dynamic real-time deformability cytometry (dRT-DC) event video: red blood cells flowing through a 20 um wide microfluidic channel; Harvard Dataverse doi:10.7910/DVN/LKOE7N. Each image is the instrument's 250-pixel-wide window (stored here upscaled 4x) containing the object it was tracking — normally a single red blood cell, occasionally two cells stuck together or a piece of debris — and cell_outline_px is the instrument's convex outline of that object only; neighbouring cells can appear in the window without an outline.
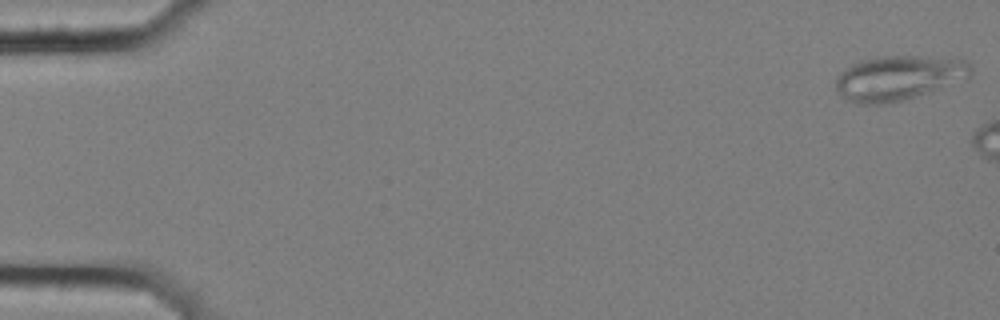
{"species": "common noctule bat (a hibernating species)", "species_latin": "Nyctalus noctula", "temperature_condition": "cold", "stored_images_in_passage": 7, "camera_frame_rate_fps": 3000, "um_per_image_px": 0.085, "animal": {"sex": "female", "body_mass_g": 25.1}, "frame": {"image": 1, "passage_image": 1, "time_ms": 0.0, "image_size_px": [1000, 320], "cell_outline_px": [[972, 72], [968, 80], [900, 100], [880, 104], [860, 104], [848, 100], [836, 88], [836, 80], [840, 72], [844, 68], [860, 60], [880, 56], [916, 56], [964, 60], [972, 68]], "centroid_in_image_um": [76.39, 6.61], "position_along_channel_um": 8.6, "area_um2": 34.8}}